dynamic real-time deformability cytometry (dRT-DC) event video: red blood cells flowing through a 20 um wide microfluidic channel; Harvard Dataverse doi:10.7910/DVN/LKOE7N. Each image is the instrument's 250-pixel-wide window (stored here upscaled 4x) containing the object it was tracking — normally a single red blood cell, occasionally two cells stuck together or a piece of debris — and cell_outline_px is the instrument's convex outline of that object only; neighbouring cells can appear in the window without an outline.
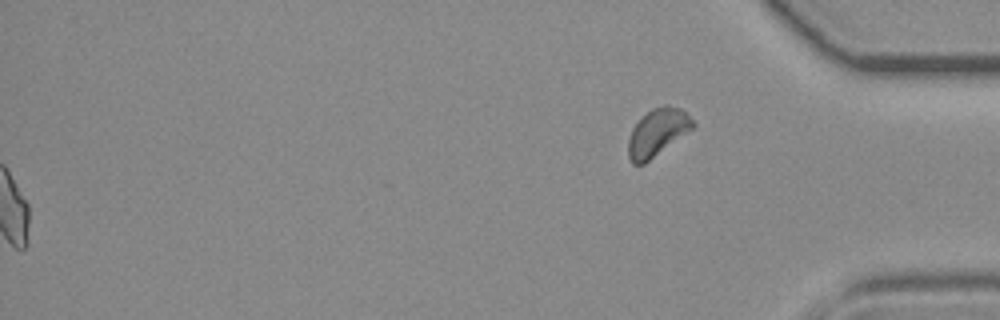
{"species": "common noctule bat (a hibernating species)", "species_latin": "Nyctalus noctula", "temperature_condition": "room temperature", "stored_images_in_passage": 43, "segment_of_instrument_passage": [2, 2], "camera_frame_rate_fps": 3000, "um_per_image_px": 0.085, "animal": {"sex": "female", "body_mass_g": 19.3, "forearm_length_mm": 54.1}, "frame": {"image": 1, "passage_image": 43, "time_ms": 14.0, "image_size_px": [1000, 320], "cell_outline_px": [[696, 124], [692, 128], [644, 164], [632, 164], [628, 156], [628, 140], [632, 128], [652, 108], [664, 104], [668, 104], [680, 108]], "centroid_in_image_um": [55.85, 11.25], "position_along_channel_um": 379.3, "area_um2": 17.4}}